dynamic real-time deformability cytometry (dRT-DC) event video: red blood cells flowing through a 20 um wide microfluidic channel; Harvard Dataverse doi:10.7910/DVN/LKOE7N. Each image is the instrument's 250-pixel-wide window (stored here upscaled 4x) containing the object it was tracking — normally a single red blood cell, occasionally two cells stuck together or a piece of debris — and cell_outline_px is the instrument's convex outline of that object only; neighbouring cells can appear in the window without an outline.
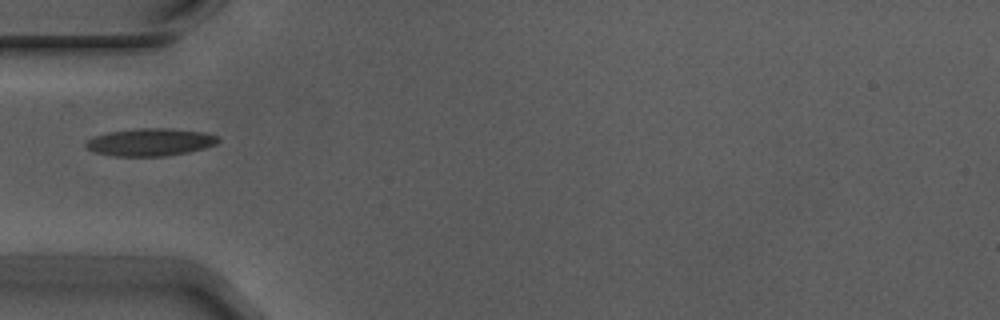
{"species": "Egyptian fruit bat (a non-hibernating species)", "species_latin": "Rousettus aegyptiacus", "temperature_condition": "warm", "stored_images_in_passage": 19, "camera_frame_rate_fps": 3000, "um_per_image_px": 0.085, "animal": {"sex": "male"}, "frame": {"image": 1, "passage_image": 1, "time_ms": 0.0, "image_size_px": [1000, 320], "cell_outline_px": [[220, 140], [216, 144], [204, 148], [188, 152], [164, 156], [116, 156], [96, 152], [88, 148], [84, 144], [88, 140], [96, 136], [108, 132], [140, 128], [164, 128], [204, 132], [216, 136]], "centroid_in_image_um": [12.79, 12.08], "position_along_channel_um": 72.2, "area_um2": 20.92}}
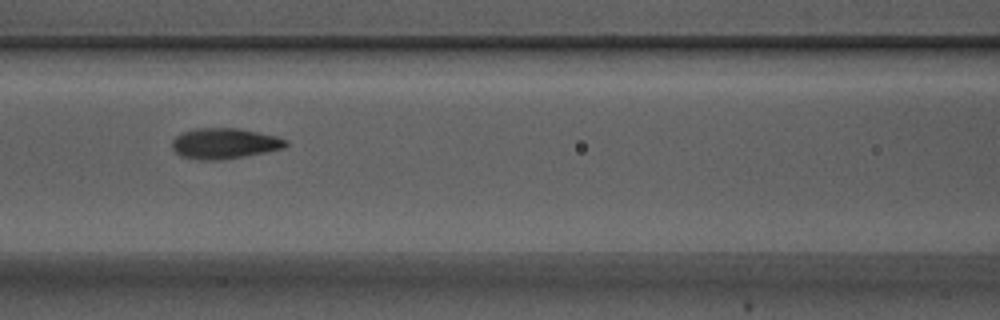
{"frame": {"image": 2, "passage_image": 7, "time_ms": 2.0, "image_size_px": [1000, 320], "cell_outline_px": [[288, 144], [284, 148], [264, 152], [216, 160], [200, 160], [180, 156], [172, 148], [172, 140], [180, 132], [196, 128], [236, 128], [276, 136], [288, 140]], "centroid_in_image_um": [19.03, 12.18], "position_along_channel_um": 147.6, "area_um2": 20.11}}
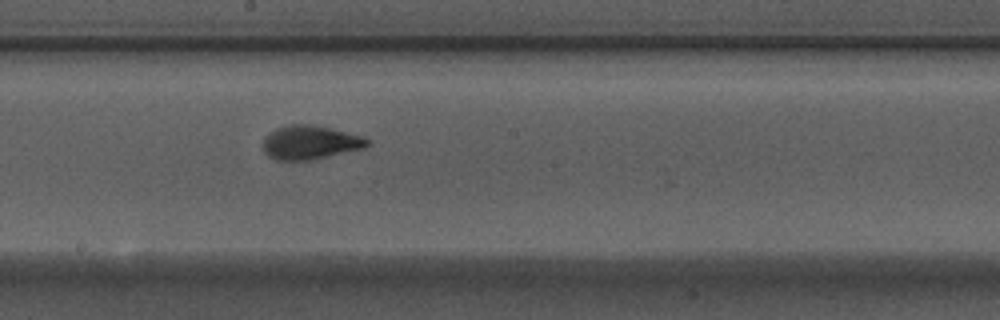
{"frame": {"image": 3, "passage_image": 13, "time_ms": 4.0, "image_size_px": [1000, 320], "cell_outline_px": [[372, 140], [364, 148], [312, 160], [276, 160], [268, 156], [264, 152], [264, 140], [276, 128], [292, 124], [308, 124], [328, 128], [364, 136]], "centroid_in_image_um": [26.4, 12.12], "position_along_channel_um": 221.8, "area_um2": 20.35}}